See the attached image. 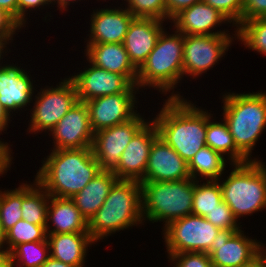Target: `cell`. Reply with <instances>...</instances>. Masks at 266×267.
I'll use <instances>...</instances> for the list:
<instances>
[{
  "instance_id": "obj_25",
  "label": "cell",
  "mask_w": 266,
  "mask_h": 267,
  "mask_svg": "<svg viewBox=\"0 0 266 267\" xmlns=\"http://www.w3.org/2000/svg\"><path fill=\"white\" fill-rule=\"evenodd\" d=\"M117 180L118 178L113 172L100 171L79 193L71 198L88 222L101 208Z\"/></svg>"
},
{
  "instance_id": "obj_32",
  "label": "cell",
  "mask_w": 266,
  "mask_h": 267,
  "mask_svg": "<svg viewBox=\"0 0 266 267\" xmlns=\"http://www.w3.org/2000/svg\"><path fill=\"white\" fill-rule=\"evenodd\" d=\"M35 241H48L46 225L32 224L22 219L5 233V250L10 253L19 244Z\"/></svg>"
},
{
  "instance_id": "obj_43",
  "label": "cell",
  "mask_w": 266,
  "mask_h": 267,
  "mask_svg": "<svg viewBox=\"0 0 266 267\" xmlns=\"http://www.w3.org/2000/svg\"><path fill=\"white\" fill-rule=\"evenodd\" d=\"M0 8L18 23V0H0Z\"/></svg>"
},
{
  "instance_id": "obj_10",
  "label": "cell",
  "mask_w": 266,
  "mask_h": 267,
  "mask_svg": "<svg viewBox=\"0 0 266 267\" xmlns=\"http://www.w3.org/2000/svg\"><path fill=\"white\" fill-rule=\"evenodd\" d=\"M230 34L220 35H184L183 77L196 79L212 69L226 55L234 39Z\"/></svg>"
},
{
  "instance_id": "obj_48",
  "label": "cell",
  "mask_w": 266,
  "mask_h": 267,
  "mask_svg": "<svg viewBox=\"0 0 266 267\" xmlns=\"http://www.w3.org/2000/svg\"><path fill=\"white\" fill-rule=\"evenodd\" d=\"M71 1L74 3V1L78 2L80 0H78V1H76V0H51V4H53V3H54L53 5H55V3H56V5L58 4L56 7H58L59 10L63 12V10L68 11L67 8H69L68 6H70Z\"/></svg>"
},
{
  "instance_id": "obj_5",
  "label": "cell",
  "mask_w": 266,
  "mask_h": 267,
  "mask_svg": "<svg viewBox=\"0 0 266 267\" xmlns=\"http://www.w3.org/2000/svg\"><path fill=\"white\" fill-rule=\"evenodd\" d=\"M223 119L228 124L236 148L249 160L258 138L266 129V91L222 95Z\"/></svg>"
},
{
  "instance_id": "obj_38",
  "label": "cell",
  "mask_w": 266,
  "mask_h": 267,
  "mask_svg": "<svg viewBox=\"0 0 266 267\" xmlns=\"http://www.w3.org/2000/svg\"><path fill=\"white\" fill-rule=\"evenodd\" d=\"M254 18H266V0H244L242 22Z\"/></svg>"
},
{
  "instance_id": "obj_4",
  "label": "cell",
  "mask_w": 266,
  "mask_h": 267,
  "mask_svg": "<svg viewBox=\"0 0 266 267\" xmlns=\"http://www.w3.org/2000/svg\"><path fill=\"white\" fill-rule=\"evenodd\" d=\"M165 30L159 35L147 60L138 69L136 85L144 90L147 89L146 86L154 88L165 96L172 91L171 96L166 98H182L173 89L183 78L184 35L175 29L174 34Z\"/></svg>"
},
{
  "instance_id": "obj_26",
  "label": "cell",
  "mask_w": 266,
  "mask_h": 267,
  "mask_svg": "<svg viewBox=\"0 0 266 267\" xmlns=\"http://www.w3.org/2000/svg\"><path fill=\"white\" fill-rule=\"evenodd\" d=\"M207 110L206 145L226 156L231 164H242L249 160L236 148L228 124L223 119L215 122Z\"/></svg>"
},
{
  "instance_id": "obj_51",
  "label": "cell",
  "mask_w": 266,
  "mask_h": 267,
  "mask_svg": "<svg viewBox=\"0 0 266 267\" xmlns=\"http://www.w3.org/2000/svg\"><path fill=\"white\" fill-rule=\"evenodd\" d=\"M266 244H262V255L266 258Z\"/></svg>"
},
{
  "instance_id": "obj_41",
  "label": "cell",
  "mask_w": 266,
  "mask_h": 267,
  "mask_svg": "<svg viewBox=\"0 0 266 267\" xmlns=\"http://www.w3.org/2000/svg\"><path fill=\"white\" fill-rule=\"evenodd\" d=\"M202 0H165L166 4V21L177 15L181 10L191 7Z\"/></svg>"
},
{
  "instance_id": "obj_27",
  "label": "cell",
  "mask_w": 266,
  "mask_h": 267,
  "mask_svg": "<svg viewBox=\"0 0 266 267\" xmlns=\"http://www.w3.org/2000/svg\"><path fill=\"white\" fill-rule=\"evenodd\" d=\"M32 183H21L22 219L32 224L46 225L50 195L35 179Z\"/></svg>"
},
{
  "instance_id": "obj_13",
  "label": "cell",
  "mask_w": 266,
  "mask_h": 267,
  "mask_svg": "<svg viewBox=\"0 0 266 267\" xmlns=\"http://www.w3.org/2000/svg\"><path fill=\"white\" fill-rule=\"evenodd\" d=\"M139 88L133 85L128 91L119 94L97 97L86 101L91 128L94 133L99 130L125 123L138 113L137 99Z\"/></svg>"
},
{
  "instance_id": "obj_15",
  "label": "cell",
  "mask_w": 266,
  "mask_h": 267,
  "mask_svg": "<svg viewBox=\"0 0 266 267\" xmlns=\"http://www.w3.org/2000/svg\"><path fill=\"white\" fill-rule=\"evenodd\" d=\"M84 71L68 76L75 85L78 100L86 102L97 97L128 91L134 84L124 75L99 68L88 61Z\"/></svg>"
},
{
  "instance_id": "obj_9",
  "label": "cell",
  "mask_w": 266,
  "mask_h": 267,
  "mask_svg": "<svg viewBox=\"0 0 266 267\" xmlns=\"http://www.w3.org/2000/svg\"><path fill=\"white\" fill-rule=\"evenodd\" d=\"M162 229L167 256L184 252L206 253L220 231L204 217L193 214L173 220Z\"/></svg>"
},
{
  "instance_id": "obj_7",
  "label": "cell",
  "mask_w": 266,
  "mask_h": 267,
  "mask_svg": "<svg viewBox=\"0 0 266 267\" xmlns=\"http://www.w3.org/2000/svg\"><path fill=\"white\" fill-rule=\"evenodd\" d=\"M144 222L171 221L192 214L195 180L140 181Z\"/></svg>"
},
{
  "instance_id": "obj_24",
  "label": "cell",
  "mask_w": 266,
  "mask_h": 267,
  "mask_svg": "<svg viewBox=\"0 0 266 267\" xmlns=\"http://www.w3.org/2000/svg\"><path fill=\"white\" fill-rule=\"evenodd\" d=\"M50 256L63 263L84 267L88 247L96 244L89 233L47 234Z\"/></svg>"
},
{
  "instance_id": "obj_50",
  "label": "cell",
  "mask_w": 266,
  "mask_h": 267,
  "mask_svg": "<svg viewBox=\"0 0 266 267\" xmlns=\"http://www.w3.org/2000/svg\"><path fill=\"white\" fill-rule=\"evenodd\" d=\"M5 250V232L2 229L1 221H0V251Z\"/></svg>"
},
{
  "instance_id": "obj_33",
  "label": "cell",
  "mask_w": 266,
  "mask_h": 267,
  "mask_svg": "<svg viewBox=\"0 0 266 267\" xmlns=\"http://www.w3.org/2000/svg\"><path fill=\"white\" fill-rule=\"evenodd\" d=\"M19 220H22L21 185L11 190H0V221L3 231L6 233Z\"/></svg>"
},
{
  "instance_id": "obj_14",
  "label": "cell",
  "mask_w": 266,
  "mask_h": 267,
  "mask_svg": "<svg viewBox=\"0 0 266 267\" xmlns=\"http://www.w3.org/2000/svg\"><path fill=\"white\" fill-rule=\"evenodd\" d=\"M51 133V134H50ZM54 148L82 149L92 147L94 132L85 102L78 101L50 131Z\"/></svg>"
},
{
  "instance_id": "obj_29",
  "label": "cell",
  "mask_w": 266,
  "mask_h": 267,
  "mask_svg": "<svg viewBox=\"0 0 266 267\" xmlns=\"http://www.w3.org/2000/svg\"><path fill=\"white\" fill-rule=\"evenodd\" d=\"M223 201L219 180L195 181L192 214L205 217Z\"/></svg>"
},
{
  "instance_id": "obj_2",
  "label": "cell",
  "mask_w": 266,
  "mask_h": 267,
  "mask_svg": "<svg viewBox=\"0 0 266 267\" xmlns=\"http://www.w3.org/2000/svg\"><path fill=\"white\" fill-rule=\"evenodd\" d=\"M50 151L35 175L50 196L72 198L101 171L92 147Z\"/></svg>"
},
{
  "instance_id": "obj_37",
  "label": "cell",
  "mask_w": 266,
  "mask_h": 267,
  "mask_svg": "<svg viewBox=\"0 0 266 267\" xmlns=\"http://www.w3.org/2000/svg\"><path fill=\"white\" fill-rule=\"evenodd\" d=\"M168 258L175 265L173 267H212L210 256L204 252H184Z\"/></svg>"
},
{
  "instance_id": "obj_12",
  "label": "cell",
  "mask_w": 266,
  "mask_h": 267,
  "mask_svg": "<svg viewBox=\"0 0 266 267\" xmlns=\"http://www.w3.org/2000/svg\"><path fill=\"white\" fill-rule=\"evenodd\" d=\"M148 122L139 112L129 121L94 133L92 151L101 171L113 172L133 136Z\"/></svg>"
},
{
  "instance_id": "obj_11",
  "label": "cell",
  "mask_w": 266,
  "mask_h": 267,
  "mask_svg": "<svg viewBox=\"0 0 266 267\" xmlns=\"http://www.w3.org/2000/svg\"><path fill=\"white\" fill-rule=\"evenodd\" d=\"M206 253L212 267H249L262 255V242L246 237L242 229H220Z\"/></svg>"
},
{
  "instance_id": "obj_6",
  "label": "cell",
  "mask_w": 266,
  "mask_h": 267,
  "mask_svg": "<svg viewBox=\"0 0 266 267\" xmlns=\"http://www.w3.org/2000/svg\"><path fill=\"white\" fill-rule=\"evenodd\" d=\"M227 178L219 180L222 199L237 220L266 210V165L261 160L231 164Z\"/></svg>"
},
{
  "instance_id": "obj_42",
  "label": "cell",
  "mask_w": 266,
  "mask_h": 267,
  "mask_svg": "<svg viewBox=\"0 0 266 267\" xmlns=\"http://www.w3.org/2000/svg\"><path fill=\"white\" fill-rule=\"evenodd\" d=\"M0 139V176L8 172L10 170V166L12 165L11 154L13 153L8 142L1 141Z\"/></svg>"
},
{
  "instance_id": "obj_21",
  "label": "cell",
  "mask_w": 266,
  "mask_h": 267,
  "mask_svg": "<svg viewBox=\"0 0 266 267\" xmlns=\"http://www.w3.org/2000/svg\"><path fill=\"white\" fill-rule=\"evenodd\" d=\"M162 24L163 21L152 18H134L131 21L123 45L137 69L154 49L159 35L165 29Z\"/></svg>"
},
{
  "instance_id": "obj_18",
  "label": "cell",
  "mask_w": 266,
  "mask_h": 267,
  "mask_svg": "<svg viewBox=\"0 0 266 267\" xmlns=\"http://www.w3.org/2000/svg\"><path fill=\"white\" fill-rule=\"evenodd\" d=\"M16 65L7 63L0 69V104L10 116L28 107L33 102L34 91H38L34 88L29 72Z\"/></svg>"
},
{
  "instance_id": "obj_36",
  "label": "cell",
  "mask_w": 266,
  "mask_h": 267,
  "mask_svg": "<svg viewBox=\"0 0 266 267\" xmlns=\"http://www.w3.org/2000/svg\"><path fill=\"white\" fill-rule=\"evenodd\" d=\"M226 17L232 27L236 28L242 23L244 0H202Z\"/></svg>"
},
{
  "instance_id": "obj_28",
  "label": "cell",
  "mask_w": 266,
  "mask_h": 267,
  "mask_svg": "<svg viewBox=\"0 0 266 267\" xmlns=\"http://www.w3.org/2000/svg\"><path fill=\"white\" fill-rule=\"evenodd\" d=\"M226 162L221 153L206 145L188 162L190 177L195 181L220 180L226 169Z\"/></svg>"
},
{
  "instance_id": "obj_35",
  "label": "cell",
  "mask_w": 266,
  "mask_h": 267,
  "mask_svg": "<svg viewBox=\"0 0 266 267\" xmlns=\"http://www.w3.org/2000/svg\"><path fill=\"white\" fill-rule=\"evenodd\" d=\"M204 218L219 229L241 230L242 227V225H240L241 223L238 222L232 210L224 201L219 203L217 207Z\"/></svg>"
},
{
  "instance_id": "obj_1",
  "label": "cell",
  "mask_w": 266,
  "mask_h": 267,
  "mask_svg": "<svg viewBox=\"0 0 266 267\" xmlns=\"http://www.w3.org/2000/svg\"><path fill=\"white\" fill-rule=\"evenodd\" d=\"M152 118L161 137L187 163L206 146L207 110L186 98H167ZM205 110V111H204Z\"/></svg>"
},
{
  "instance_id": "obj_49",
  "label": "cell",
  "mask_w": 266,
  "mask_h": 267,
  "mask_svg": "<svg viewBox=\"0 0 266 267\" xmlns=\"http://www.w3.org/2000/svg\"><path fill=\"white\" fill-rule=\"evenodd\" d=\"M249 267H266V258L259 256Z\"/></svg>"
},
{
  "instance_id": "obj_40",
  "label": "cell",
  "mask_w": 266,
  "mask_h": 267,
  "mask_svg": "<svg viewBox=\"0 0 266 267\" xmlns=\"http://www.w3.org/2000/svg\"><path fill=\"white\" fill-rule=\"evenodd\" d=\"M21 26L4 10L0 8V37H14Z\"/></svg>"
},
{
  "instance_id": "obj_20",
  "label": "cell",
  "mask_w": 266,
  "mask_h": 267,
  "mask_svg": "<svg viewBox=\"0 0 266 267\" xmlns=\"http://www.w3.org/2000/svg\"><path fill=\"white\" fill-rule=\"evenodd\" d=\"M87 44L123 43L131 21L135 18L126 8H99L90 17Z\"/></svg>"
},
{
  "instance_id": "obj_34",
  "label": "cell",
  "mask_w": 266,
  "mask_h": 267,
  "mask_svg": "<svg viewBox=\"0 0 266 267\" xmlns=\"http://www.w3.org/2000/svg\"><path fill=\"white\" fill-rule=\"evenodd\" d=\"M125 8L135 18H152L166 21L165 0H124Z\"/></svg>"
},
{
  "instance_id": "obj_17",
  "label": "cell",
  "mask_w": 266,
  "mask_h": 267,
  "mask_svg": "<svg viewBox=\"0 0 266 267\" xmlns=\"http://www.w3.org/2000/svg\"><path fill=\"white\" fill-rule=\"evenodd\" d=\"M188 163L161 137H157L149 153L141 181H179L189 179Z\"/></svg>"
},
{
  "instance_id": "obj_31",
  "label": "cell",
  "mask_w": 266,
  "mask_h": 267,
  "mask_svg": "<svg viewBox=\"0 0 266 267\" xmlns=\"http://www.w3.org/2000/svg\"><path fill=\"white\" fill-rule=\"evenodd\" d=\"M236 39L246 48L266 55V18L243 21L236 28Z\"/></svg>"
},
{
  "instance_id": "obj_47",
  "label": "cell",
  "mask_w": 266,
  "mask_h": 267,
  "mask_svg": "<svg viewBox=\"0 0 266 267\" xmlns=\"http://www.w3.org/2000/svg\"><path fill=\"white\" fill-rule=\"evenodd\" d=\"M41 267H77V266L63 263L50 256L49 259Z\"/></svg>"
},
{
  "instance_id": "obj_3",
  "label": "cell",
  "mask_w": 266,
  "mask_h": 267,
  "mask_svg": "<svg viewBox=\"0 0 266 267\" xmlns=\"http://www.w3.org/2000/svg\"><path fill=\"white\" fill-rule=\"evenodd\" d=\"M143 223L141 183L117 180L101 208L89 220L88 232L98 242L121 230L144 225Z\"/></svg>"
},
{
  "instance_id": "obj_46",
  "label": "cell",
  "mask_w": 266,
  "mask_h": 267,
  "mask_svg": "<svg viewBox=\"0 0 266 267\" xmlns=\"http://www.w3.org/2000/svg\"><path fill=\"white\" fill-rule=\"evenodd\" d=\"M0 267H14L11 254L6 250L0 251Z\"/></svg>"
},
{
  "instance_id": "obj_19",
  "label": "cell",
  "mask_w": 266,
  "mask_h": 267,
  "mask_svg": "<svg viewBox=\"0 0 266 267\" xmlns=\"http://www.w3.org/2000/svg\"><path fill=\"white\" fill-rule=\"evenodd\" d=\"M171 20L169 22L173 23V29L175 28L176 31L183 35L230 34V31L226 29L214 31L216 27H219L223 23H231L217 9H214L204 1H200L191 7L181 10Z\"/></svg>"
},
{
  "instance_id": "obj_8",
  "label": "cell",
  "mask_w": 266,
  "mask_h": 267,
  "mask_svg": "<svg viewBox=\"0 0 266 267\" xmlns=\"http://www.w3.org/2000/svg\"><path fill=\"white\" fill-rule=\"evenodd\" d=\"M58 83L55 87L52 85L40 88V92L33 96L35 102L30 110L31 118L27 132H50L79 101L75 85L70 78L61 79Z\"/></svg>"
},
{
  "instance_id": "obj_39",
  "label": "cell",
  "mask_w": 266,
  "mask_h": 267,
  "mask_svg": "<svg viewBox=\"0 0 266 267\" xmlns=\"http://www.w3.org/2000/svg\"><path fill=\"white\" fill-rule=\"evenodd\" d=\"M51 4V0H18V24L23 28L26 27L27 24V15L30 11H35L37 8L38 10L44 6H49ZM33 8V9H32ZM27 13V14H26Z\"/></svg>"
},
{
  "instance_id": "obj_30",
  "label": "cell",
  "mask_w": 266,
  "mask_h": 267,
  "mask_svg": "<svg viewBox=\"0 0 266 267\" xmlns=\"http://www.w3.org/2000/svg\"><path fill=\"white\" fill-rule=\"evenodd\" d=\"M14 267H41L50 257L48 241L17 245L11 252Z\"/></svg>"
},
{
  "instance_id": "obj_16",
  "label": "cell",
  "mask_w": 266,
  "mask_h": 267,
  "mask_svg": "<svg viewBox=\"0 0 266 267\" xmlns=\"http://www.w3.org/2000/svg\"><path fill=\"white\" fill-rule=\"evenodd\" d=\"M158 136V129L153 120H149L133 136L120 156L118 167L113 171L118 180L140 182L144 178L150 148Z\"/></svg>"
},
{
  "instance_id": "obj_23",
  "label": "cell",
  "mask_w": 266,
  "mask_h": 267,
  "mask_svg": "<svg viewBox=\"0 0 266 267\" xmlns=\"http://www.w3.org/2000/svg\"><path fill=\"white\" fill-rule=\"evenodd\" d=\"M46 232L47 234L89 233L88 221L71 198L50 196Z\"/></svg>"
},
{
  "instance_id": "obj_44",
  "label": "cell",
  "mask_w": 266,
  "mask_h": 267,
  "mask_svg": "<svg viewBox=\"0 0 266 267\" xmlns=\"http://www.w3.org/2000/svg\"><path fill=\"white\" fill-rule=\"evenodd\" d=\"M10 117L13 118L8 114V112L4 109V107L0 104V134L2 135V131L4 132L7 130L8 123H10Z\"/></svg>"
},
{
  "instance_id": "obj_22",
  "label": "cell",
  "mask_w": 266,
  "mask_h": 267,
  "mask_svg": "<svg viewBox=\"0 0 266 267\" xmlns=\"http://www.w3.org/2000/svg\"><path fill=\"white\" fill-rule=\"evenodd\" d=\"M87 61L104 70L126 76L136 85L138 69L130 61L123 43L87 44Z\"/></svg>"
},
{
  "instance_id": "obj_45",
  "label": "cell",
  "mask_w": 266,
  "mask_h": 267,
  "mask_svg": "<svg viewBox=\"0 0 266 267\" xmlns=\"http://www.w3.org/2000/svg\"><path fill=\"white\" fill-rule=\"evenodd\" d=\"M14 37H0V69L3 67V58L4 55L8 52L7 46L10 42H13ZM2 60V62H1Z\"/></svg>"
}]
</instances>
